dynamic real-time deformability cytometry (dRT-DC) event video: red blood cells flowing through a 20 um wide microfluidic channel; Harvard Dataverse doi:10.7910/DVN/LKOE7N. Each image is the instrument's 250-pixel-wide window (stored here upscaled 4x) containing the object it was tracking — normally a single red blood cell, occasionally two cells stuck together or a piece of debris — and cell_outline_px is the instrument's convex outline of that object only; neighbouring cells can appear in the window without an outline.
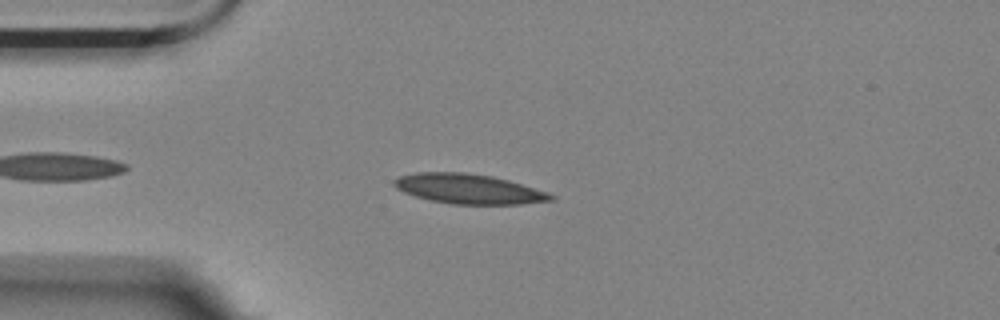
{"species": "Egyptian fruit bat (a non-hibernating species)", "species_latin": "Rousettus aegyptiacus", "temperature_condition": "room temperature", "stored_images_in_passage": 3, "camera_frame_rate_fps": 3000, "um_per_image_px": 0.085, "animal": {"sex": "female"}, "frame": {"image": 1, "passage_image": 3, "time_ms": 2.333, "image_size_px": [1000, 320], "cell_outline_px": [[556, 200], [520, 204], [452, 204], [428, 200], [404, 192], [396, 188], [392, 184], [392, 180], [400, 176], [416, 172], [464, 172], [492, 176], [508, 180], [548, 192], [556, 196]], "centroid_in_image_um": [39.83, 16.05], "position_along_channel_um": 45.2, "area_um2": 27.34}}